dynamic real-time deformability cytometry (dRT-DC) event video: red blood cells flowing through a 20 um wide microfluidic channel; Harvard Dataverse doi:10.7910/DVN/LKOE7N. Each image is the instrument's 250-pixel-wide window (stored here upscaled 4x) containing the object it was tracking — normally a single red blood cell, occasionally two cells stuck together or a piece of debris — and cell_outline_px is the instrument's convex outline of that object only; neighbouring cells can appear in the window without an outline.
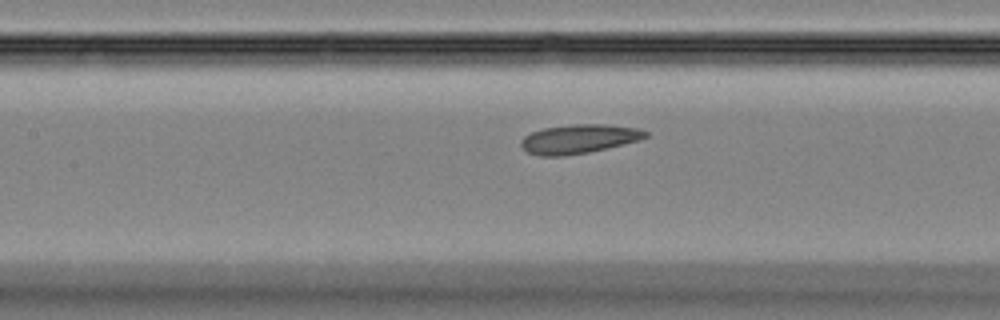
{"species": "Egyptian fruit bat (a non-hibernating species)", "species_latin": "Rousettus aegyptiacus", "temperature_condition": "room temperature", "stored_images_in_passage": 45, "camera_frame_rate_fps": 3000, "um_per_image_px": 0.085, "animal": {"sex": "female"}, "frame": {"image": 1, "passage_image": 21, "time_ms": 6.667, "image_size_px": [1000, 320], "cell_outline_px": [[648, 136], [640, 140], [624, 144], [588, 152], [564, 156], [540, 156], [528, 152], [520, 144], [520, 140], [524, 136], [532, 132], [544, 128], [572, 124], [604, 124], [640, 128], [648, 132]], "centroid_in_image_um": [49.22, 11.8], "position_along_channel_um": 158.2, "area_um2": 21.1}}
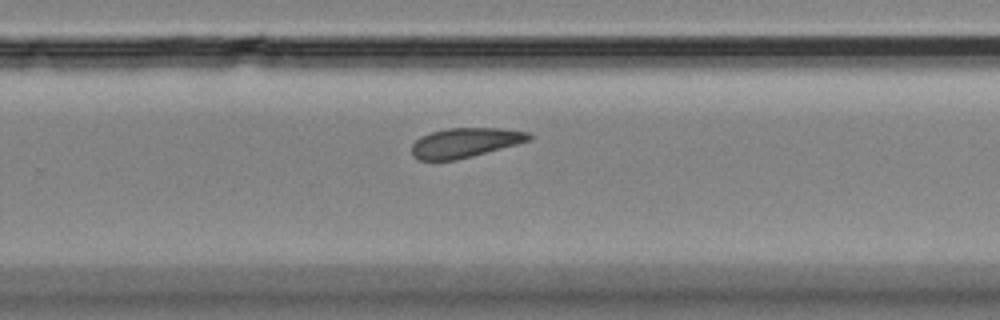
{"frame": {"image": 2, "passage_image": 30, "time_ms": 9.667, "image_size_px": [1000, 320], "cell_outline_px": [[532, 140], [472, 156], [456, 160], [416, 160], [412, 156], [412, 144], [420, 136], [432, 132], [448, 128], [500, 128], [528, 132], [532, 136]], "centroid_in_image_um": [39.52, 12.13], "position_along_channel_um": 290.3, "area_um2": 20.23}}
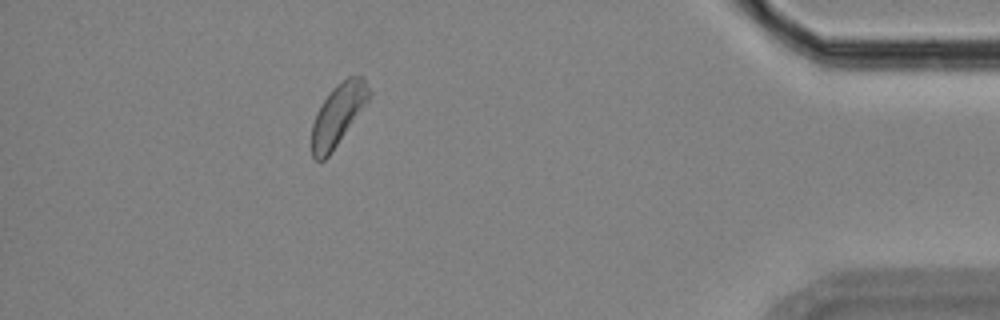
{"frame": {"image": 3, "passage_image": 41, "time_ms": 13.333, "image_size_px": [1000, 320], "cell_outline_px": [[372, 92], [368, 100], [332, 152], [324, 160], [316, 160], [312, 156], [312, 124], [316, 112], [320, 104], [332, 88], [336, 84], [348, 76], [364, 76]], "centroid_in_image_um": [28.73, 9.71], "position_along_channel_um": 406.5, "area_um2": 20.46}}